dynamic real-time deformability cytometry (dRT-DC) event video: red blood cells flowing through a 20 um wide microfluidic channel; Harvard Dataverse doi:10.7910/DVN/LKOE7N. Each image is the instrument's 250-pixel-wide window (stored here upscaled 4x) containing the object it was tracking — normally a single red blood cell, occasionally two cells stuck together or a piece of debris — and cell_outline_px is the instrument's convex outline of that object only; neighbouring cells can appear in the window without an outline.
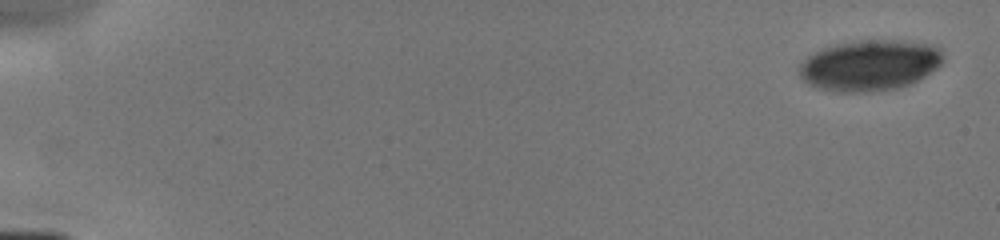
{"species": "human", "species_latin": "Homo sapiens", "temperature_condition": "cold", "stored_images_in_passage": 6, "camera_frame_rate_fps": 3000, "um_per_image_px": 0.085, "donor": {"sex": "male"}, "frame": {"image": 1, "passage_image": 1, "time_ms": 0.0, "image_size_px": [1000, 240], "cell_outline_px": [[940, 64], [936, 68], [924, 76], [908, 84], [896, 88], [872, 92], [836, 92], [820, 88], [808, 84], [800, 76], [800, 64], [808, 56], [824, 48], [836, 44], [860, 40], [904, 40], [932, 44], [940, 48]], "centroid_in_image_um": [73.91, 5.54], "position_along_channel_um": 11.1, "area_um2": 42.25}}
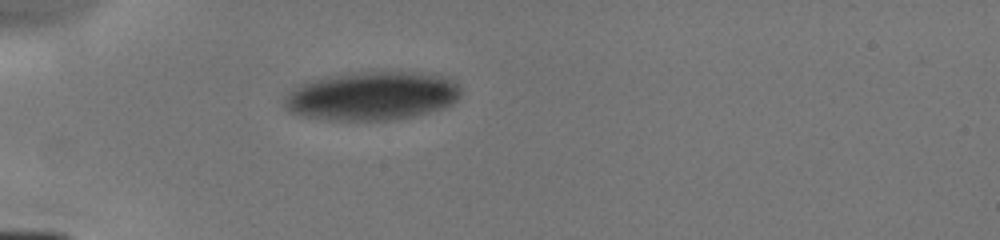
{"frame": {"image": 2, "passage_image": 6, "time_ms": 4.667, "image_size_px": [1000, 240], "cell_outline_px": [[460, 96], [452, 104], [444, 108], [412, 116], [384, 120], [324, 120], [300, 116], [288, 112], [284, 108], [284, 96], [288, 92], [304, 80], [352, 72], [420, 72], [440, 76], [456, 80], [460, 84]], "centroid_in_image_um": [31.56, 8.15], "position_along_channel_um": 53.4, "area_um2": 50.75}}